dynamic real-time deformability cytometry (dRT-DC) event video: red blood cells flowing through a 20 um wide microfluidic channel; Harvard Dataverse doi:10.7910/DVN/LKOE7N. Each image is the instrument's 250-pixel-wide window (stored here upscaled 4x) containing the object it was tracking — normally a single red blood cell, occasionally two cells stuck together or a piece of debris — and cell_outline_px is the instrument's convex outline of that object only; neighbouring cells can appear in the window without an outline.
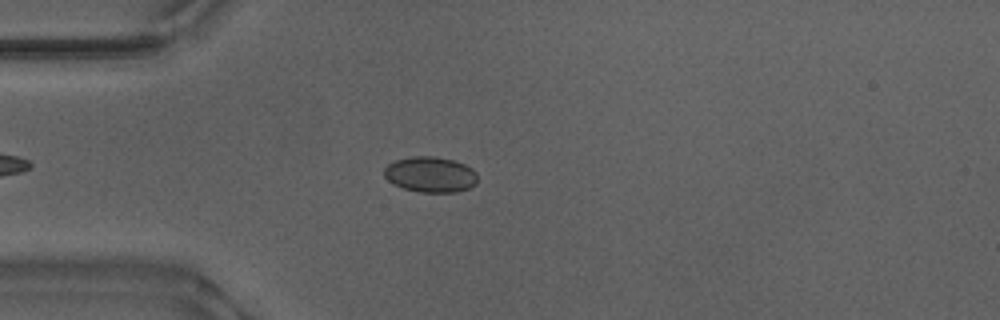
{"species": "Egyptian fruit bat (a non-hibernating species)", "species_latin": "Rousettus aegyptiacus", "temperature_condition": "warm", "stored_images_in_passage": 50, "camera_frame_rate_fps": 3000, "um_per_image_px": 0.085, "animal": {"sex": "male"}, "frame": {"image": 1, "passage_image": 12, "time_ms": 3.667, "image_size_px": [1000, 320], "cell_outline_px": [[476, 184], [468, 188], [456, 192], [420, 192], [404, 188], [392, 184], [384, 176], [384, 168], [388, 164], [396, 160], [412, 156], [432, 156], [452, 160], [464, 164], [472, 168], [476, 172]], "centroid_in_image_um": [36.57, 14.83], "position_along_channel_um": 48.4, "area_um2": 19.31}}
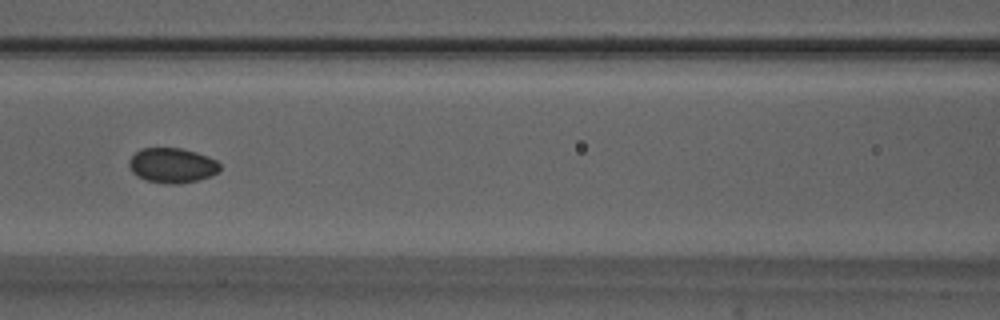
{"frame": {"image": 2, "passage_image": 21, "time_ms": 6.667, "image_size_px": [1000, 320], "cell_outline_px": [[220, 168], [216, 172], [208, 176], [196, 180], [180, 184], [164, 184], [148, 180], [136, 176], [132, 172], [128, 164], [128, 160], [140, 148], [180, 148], [196, 152], [208, 156], [216, 160], [220, 164]], "centroid_in_image_um": [14.6, 14.05], "position_along_channel_um": 152.0, "area_um2": 18.44}}
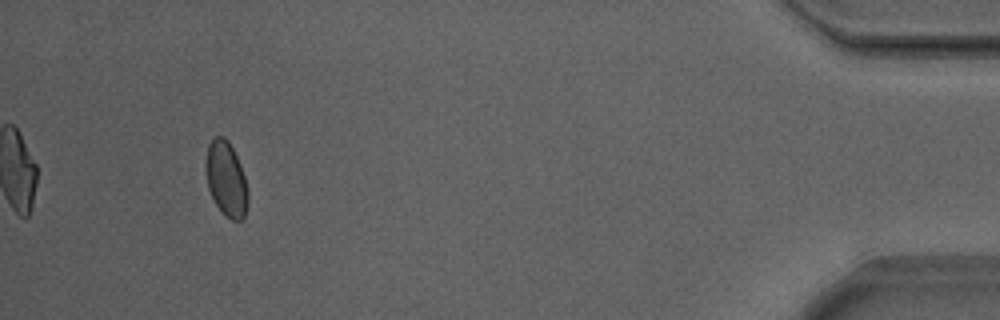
{"frame": {"image": 3, "passage_image": 47, "time_ms": 15.333, "image_size_px": [1000, 320], "cell_outline_px": [[248, 200], [244, 216], [240, 220], [232, 220], [216, 204], [208, 188], [204, 168], [208, 144], [216, 136], [224, 136], [228, 140], [240, 164], [244, 176], [248, 192]], "centroid_in_image_um": [19.21, 15.17], "position_along_channel_um": 416.0, "area_um2": 18.15}, "authors_computed_cell_mechanics": {"area_um2": 18.5538, "velocity_mm_per_s": 3.8837, "shape_relaxation_time_tau1_ms": 3.5679, "shape_relaxation_time_tau2_ms": null, "deformation_change_tau1": 0.0481, "deformation_change_tau2": null}}